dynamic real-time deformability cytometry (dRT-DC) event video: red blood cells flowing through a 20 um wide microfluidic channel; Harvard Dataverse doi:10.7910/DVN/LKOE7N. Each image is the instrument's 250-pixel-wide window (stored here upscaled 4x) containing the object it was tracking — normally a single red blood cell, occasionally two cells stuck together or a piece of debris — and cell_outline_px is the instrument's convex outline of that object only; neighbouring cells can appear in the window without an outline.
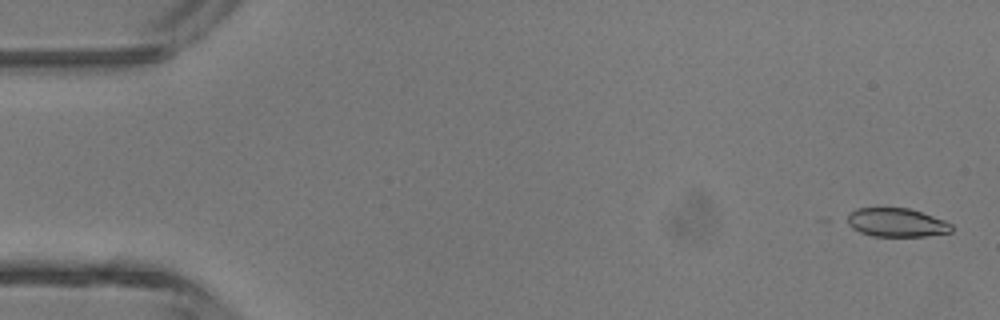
{"species": "common noctule bat (a hibernating species)", "species_latin": "Nyctalus noctula", "temperature_condition": "room temperature", "stored_images_in_passage": 37, "camera_frame_rate_fps": 3000, "um_per_image_px": 0.085, "animal": {"sex": "male", "body_mass_g": 13.3}, "frame": {"image": 1, "passage_image": 2, "time_ms": 0.333, "image_size_px": [1000, 320], "cell_outline_px": [[952, 232], [924, 236], [872, 236], [860, 232], [852, 228], [840, 220], [848, 212], [856, 208], [908, 208], [944, 220], [952, 224]], "centroid_in_image_um": [76.09, 18.91], "position_along_channel_um": 8.9, "area_um2": 17.74}}
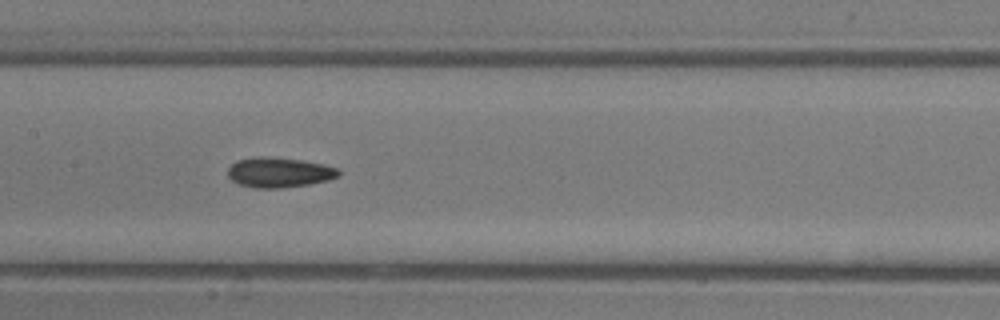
{"frame": {"image": 2, "passage_image": 23, "time_ms": 7.333, "image_size_px": [1000, 320], "cell_outline_px": [[340, 176], [328, 180], [308, 184], [280, 188], [256, 188], [240, 184], [232, 180], [228, 176], [228, 168], [236, 160], [260, 156], [268, 156], [300, 160], [324, 164], [340, 168]], "centroid_in_image_um": [23.75, 14.64], "position_along_channel_um": 183.7, "area_um2": 19.42}}
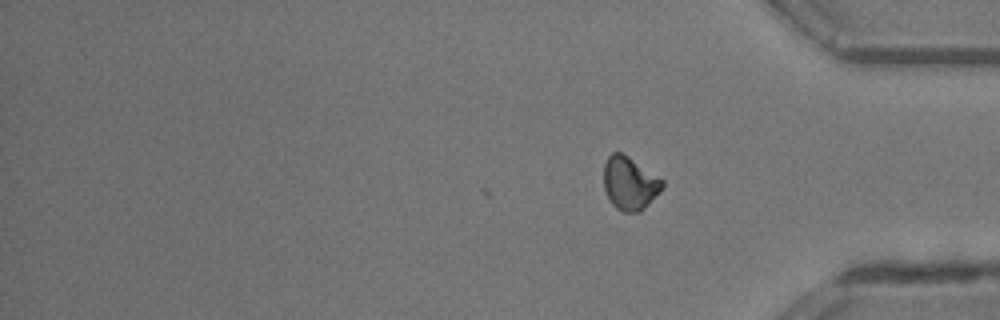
{"frame": {"image": 3, "passage_image": 37, "time_ms": 12.0, "image_size_px": [1000, 320], "cell_outline_px": [[664, 188], [640, 212], [620, 212], [612, 204], [604, 188], [604, 164], [608, 156], [612, 152], [620, 152], [628, 156], [664, 180]], "centroid_in_image_um": [53.53, 15.58], "position_along_channel_um": 381.7, "area_um2": 18.21}, "authors_computed_cell_mechanics": {"area_um2": 18.9584, "velocity_mm_per_s": 4.4873, "shape_relaxation_time_tau1_ms": 5.3886, "shape_relaxation_time_tau2_ms": null, "deformation_change_tau1": 0.1121, "deformation_change_tau2": null}}